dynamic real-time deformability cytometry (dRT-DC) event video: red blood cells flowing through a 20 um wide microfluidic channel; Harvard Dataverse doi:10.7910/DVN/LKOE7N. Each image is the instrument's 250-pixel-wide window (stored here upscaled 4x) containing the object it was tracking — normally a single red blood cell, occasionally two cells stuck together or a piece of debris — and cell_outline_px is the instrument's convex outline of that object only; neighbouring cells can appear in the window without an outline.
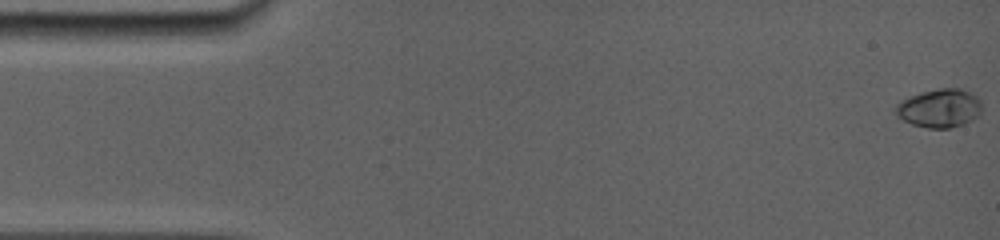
{"species": "common noctule bat (a hibernating species)", "species_latin": "Nyctalus noctula", "temperature_condition": "room temperature", "stored_images_in_passage": 15, "camera_frame_rate_fps": 5000, "um_per_image_px": 0.085, "animal": {"sex": "female", "body_mass_g": 19.0, "forearm_length_mm": 56.7}, "frame": {"image": 1, "passage_image": 1, "time_ms": 0.0, "image_size_px": [1000, 240], "cell_outline_px": [[980, 112], [972, 120], [952, 128], [928, 128], [912, 124], [904, 120], [896, 112], [896, 104], [900, 100], [908, 96], [920, 92], [940, 88], [960, 88], [976, 96], [980, 100]], "centroid_in_image_um": [79.84, 9.18], "position_along_channel_um": 5.2, "area_um2": 19.19}}
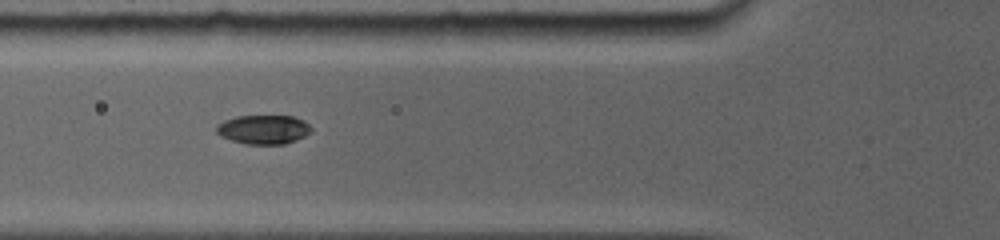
{"frame": {"image": 2, "passage_image": 13, "time_ms": 6.0, "image_size_px": [1000, 240], "cell_outline_px": [[312, 132], [296, 140], [284, 144], [244, 144], [220, 136], [216, 132], [216, 124], [224, 120], [236, 116], [292, 116], [304, 120], [312, 128]], "centroid_in_image_um": [22.39, 11.0], "position_along_channel_um": 103.4, "area_um2": 16.18}}
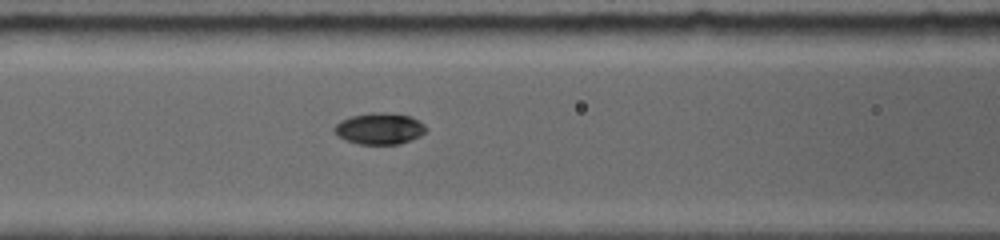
{"frame": {"image": 3, "passage_image": 15, "time_ms": 6.8, "image_size_px": [1000, 240], "cell_outline_px": [[428, 128], [420, 136], [400, 144], [360, 144], [344, 140], [336, 136], [332, 132], [332, 128], [340, 120], [352, 116], [372, 112], [384, 112], [412, 116], [424, 124]], "centroid_in_image_um": [32.22, 10.93], "position_along_channel_um": 134.4, "area_um2": 17.05}}